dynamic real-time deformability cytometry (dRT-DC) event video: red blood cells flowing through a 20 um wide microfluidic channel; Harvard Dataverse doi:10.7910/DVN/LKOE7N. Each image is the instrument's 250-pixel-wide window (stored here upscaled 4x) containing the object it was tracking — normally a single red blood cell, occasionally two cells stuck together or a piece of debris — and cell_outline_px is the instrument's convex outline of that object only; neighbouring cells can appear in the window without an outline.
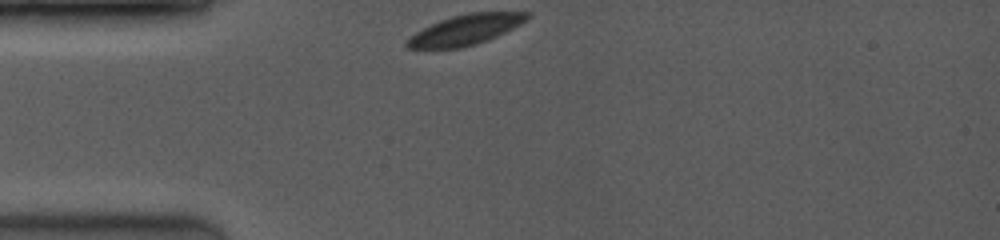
{"species": "common noctule bat (a hibernating species)", "species_latin": "Nyctalus noctula", "temperature_condition": "room temperature", "stored_images_in_passage": 10, "camera_frame_rate_fps": 3500, "um_per_image_px": 0.085, "animal": {"sex": "female", "body_mass_g": 19.0, "forearm_length_mm": 53.3}, "frame": {"image": 1, "passage_image": 1, "time_ms": 0.0, "image_size_px": [1000, 240], "cell_outline_px": [[532, 16], [528, 20], [488, 40], [476, 44], [460, 48], [408, 48], [404, 44], [416, 32], [440, 20], [452, 16], [468, 12], [532, 12]], "centroid_in_image_um": [39.62, 2.51], "position_along_channel_um": 45.4, "area_um2": 20.98}}
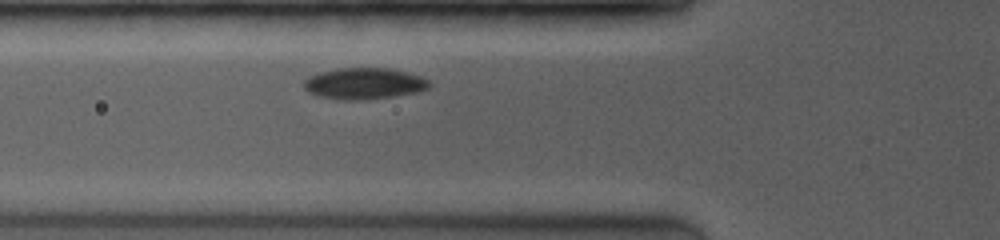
{"frame": {"image": 2, "passage_image": 8, "time_ms": 1.714, "image_size_px": [1000, 240], "cell_outline_px": [[428, 88], [416, 92], [392, 96], [356, 100], [344, 100], [316, 96], [308, 92], [304, 88], [304, 80], [308, 76], [320, 72], [340, 68], [388, 68], [420, 76], [428, 80]], "centroid_in_image_um": [30.88, 7.1], "position_along_channel_um": 94.9, "area_um2": 22.6}}